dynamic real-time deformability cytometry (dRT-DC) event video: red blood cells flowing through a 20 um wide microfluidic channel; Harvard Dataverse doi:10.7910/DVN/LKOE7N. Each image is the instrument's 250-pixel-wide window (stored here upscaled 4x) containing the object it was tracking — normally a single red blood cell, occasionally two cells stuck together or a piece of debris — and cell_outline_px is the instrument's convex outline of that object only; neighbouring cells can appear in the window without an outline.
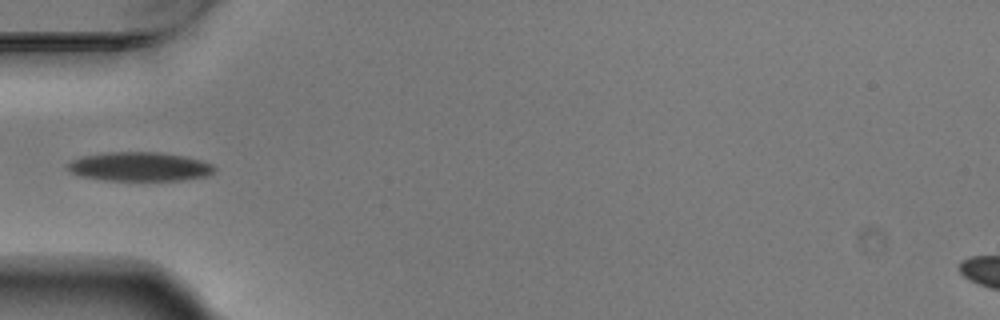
{"species": "Egyptian fruit bat (a non-hibernating species)", "species_latin": "Rousettus aegyptiacus", "temperature_condition": "warm", "stored_images_in_passage": 5, "camera_frame_rate_fps": 3000, "um_per_image_px": 0.085, "animal": {"sex": "male"}, "frame": {"image": 1, "passage_image": 5, "time_ms": 1.333, "image_size_px": [1000, 320], "cell_outline_px": [[216, 168], [208, 176], [184, 180], [104, 180], [80, 176], [68, 172], [68, 164], [72, 160], [84, 156], [108, 152], [160, 152], [184, 156], [200, 160], [212, 164]], "centroid_in_image_um": [11.87, 14.17], "position_along_channel_um": 73.1, "area_um2": 24.8}}